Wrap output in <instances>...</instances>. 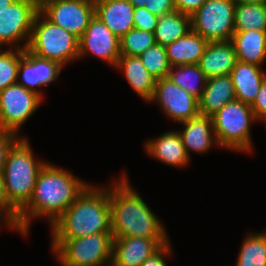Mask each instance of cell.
Returning <instances> with one entry per match:
<instances>
[{
    "label": "cell",
    "mask_w": 266,
    "mask_h": 266,
    "mask_svg": "<svg viewBox=\"0 0 266 266\" xmlns=\"http://www.w3.org/2000/svg\"><path fill=\"white\" fill-rule=\"evenodd\" d=\"M89 185L70 170L47 162L37 175L31 200L16 216L18 233L28 237L31 221L40 217L51 226Z\"/></svg>",
    "instance_id": "cell-1"
},
{
    "label": "cell",
    "mask_w": 266,
    "mask_h": 266,
    "mask_svg": "<svg viewBox=\"0 0 266 266\" xmlns=\"http://www.w3.org/2000/svg\"><path fill=\"white\" fill-rule=\"evenodd\" d=\"M123 173L109 184L113 238H170L161 220L135 191ZM117 180V181H116Z\"/></svg>",
    "instance_id": "cell-2"
},
{
    "label": "cell",
    "mask_w": 266,
    "mask_h": 266,
    "mask_svg": "<svg viewBox=\"0 0 266 266\" xmlns=\"http://www.w3.org/2000/svg\"><path fill=\"white\" fill-rule=\"evenodd\" d=\"M107 185L90 184L49 227L51 239H74L96 233H112L109 184Z\"/></svg>",
    "instance_id": "cell-3"
},
{
    "label": "cell",
    "mask_w": 266,
    "mask_h": 266,
    "mask_svg": "<svg viewBox=\"0 0 266 266\" xmlns=\"http://www.w3.org/2000/svg\"><path fill=\"white\" fill-rule=\"evenodd\" d=\"M27 137H21L9 150L2 171L7 205L18 214L31 200L37 175L47 163L37 159Z\"/></svg>",
    "instance_id": "cell-4"
},
{
    "label": "cell",
    "mask_w": 266,
    "mask_h": 266,
    "mask_svg": "<svg viewBox=\"0 0 266 266\" xmlns=\"http://www.w3.org/2000/svg\"><path fill=\"white\" fill-rule=\"evenodd\" d=\"M211 117L219 148L239 153H252L254 146L251 127L259 121L250 105L235 99L226 103Z\"/></svg>",
    "instance_id": "cell-5"
},
{
    "label": "cell",
    "mask_w": 266,
    "mask_h": 266,
    "mask_svg": "<svg viewBox=\"0 0 266 266\" xmlns=\"http://www.w3.org/2000/svg\"><path fill=\"white\" fill-rule=\"evenodd\" d=\"M27 49L38 57L59 62L63 67L79 59V39L42 12L35 16Z\"/></svg>",
    "instance_id": "cell-6"
},
{
    "label": "cell",
    "mask_w": 266,
    "mask_h": 266,
    "mask_svg": "<svg viewBox=\"0 0 266 266\" xmlns=\"http://www.w3.org/2000/svg\"><path fill=\"white\" fill-rule=\"evenodd\" d=\"M50 250L61 266H111L112 233L74 239H51Z\"/></svg>",
    "instance_id": "cell-7"
},
{
    "label": "cell",
    "mask_w": 266,
    "mask_h": 266,
    "mask_svg": "<svg viewBox=\"0 0 266 266\" xmlns=\"http://www.w3.org/2000/svg\"><path fill=\"white\" fill-rule=\"evenodd\" d=\"M234 0H206L191 16V30L208 42L229 41L235 32Z\"/></svg>",
    "instance_id": "cell-8"
},
{
    "label": "cell",
    "mask_w": 266,
    "mask_h": 266,
    "mask_svg": "<svg viewBox=\"0 0 266 266\" xmlns=\"http://www.w3.org/2000/svg\"><path fill=\"white\" fill-rule=\"evenodd\" d=\"M43 99L16 83L0 91V128L17 135L22 125L39 109Z\"/></svg>",
    "instance_id": "cell-9"
},
{
    "label": "cell",
    "mask_w": 266,
    "mask_h": 266,
    "mask_svg": "<svg viewBox=\"0 0 266 266\" xmlns=\"http://www.w3.org/2000/svg\"><path fill=\"white\" fill-rule=\"evenodd\" d=\"M38 11L26 0H15L0 13V49H26ZM22 41V42H21Z\"/></svg>",
    "instance_id": "cell-10"
},
{
    "label": "cell",
    "mask_w": 266,
    "mask_h": 266,
    "mask_svg": "<svg viewBox=\"0 0 266 266\" xmlns=\"http://www.w3.org/2000/svg\"><path fill=\"white\" fill-rule=\"evenodd\" d=\"M157 103L165 117L179 123L190 120L199 114L198 99L169 78L157 79L154 95L150 103Z\"/></svg>",
    "instance_id": "cell-11"
},
{
    "label": "cell",
    "mask_w": 266,
    "mask_h": 266,
    "mask_svg": "<svg viewBox=\"0 0 266 266\" xmlns=\"http://www.w3.org/2000/svg\"><path fill=\"white\" fill-rule=\"evenodd\" d=\"M90 53L113 68L120 58V39L95 15L79 39V60Z\"/></svg>",
    "instance_id": "cell-12"
},
{
    "label": "cell",
    "mask_w": 266,
    "mask_h": 266,
    "mask_svg": "<svg viewBox=\"0 0 266 266\" xmlns=\"http://www.w3.org/2000/svg\"><path fill=\"white\" fill-rule=\"evenodd\" d=\"M42 13L80 39L95 16V4L87 0H58L49 4Z\"/></svg>",
    "instance_id": "cell-13"
},
{
    "label": "cell",
    "mask_w": 266,
    "mask_h": 266,
    "mask_svg": "<svg viewBox=\"0 0 266 266\" xmlns=\"http://www.w3.org/2000/svg\"><path fill=\"white\" fill-rule=\"evenodd\" d=\"M62 69L59 62L38 57L26 48L20 58L17 83L44 99V93L39 87L55 83Z\"/></svg>",
    "instance_id": "cell-14"
},
{
    "label": "cell",
    "mask_w": 266,
    "mask_h": 266,
    "mask_svg": "<svg viewBox=\"0 0 266 266\" xmlns=\"http://www.w3.org/2000/svg\"><path fill=\"white\" fill-rule=\"evenodd\" d=\"M168 242L170 238H113L111 266H141L148 257Z\"/></svg>",
    "instance_id": "cell-15"
},
{
    "label": "cell",
    "mask_w": 266,
    "mask_h": 266,
    "mask_svg": "<svg viewBox=\"0 0 266 266\" xmlns=\"http://www.w3.org/2000/svg\"><path fill=\"white\" fill-rule=\"evenodd\" d=\"M144 145L148 156L167 166L176 168L189 166L191 159L186 153L181 135L177 130H167L154 139H147Z\"/></svg>",
    "instance_id": "cell-16"
},
{
    "label": "cell",
    "mask_w": 266,
    "mask_h": 266,
    "mask_svg": "<svg viewBox=\"0 0 266 266\" xmlns=\"http://www.w3.org/2000/svg\"><path fill=\"white\" fill-rule=\"evenodd\" d=\"M183 130H177L182 138L186 153L191 159V151L196 153H208L217 143L212 117L198 114L188 121L180 123Z\"/></svg>",
    "instance_id": "cell-17"
},
{
    "label": "cell",
    "mask_w": 266,
    "mask_h": 266,
    "mask_svg": "<svg viewBox=\"0 0 266 266\" xmlns=\"http://www.w3.org/2000/svg\"><path fill=\"white\" fill-rule=\"evenodd\" d=\"M134 9L129 0H102L95 3V15L119 39L134 28Z\"/></svg>",
    "instance_id": "cell-18"
},
{
    "label": "cell",
    "mask_w": 266,
    "mask_h": 266,
    "mask_svg": "<svg viewBox=\"0 0 266 266\" xmlns=\"http://www.w3.org/2000/svg\"><path fill=\"white\" fill-rule=\"evenodd\" d=\"M237 57L231 40L209 42L198 66L207 78L230 75Z\"/></svg>",
    "instance_id": "cell-19"
},
{
    "label": "cell",
    "mask_w": 266,
    "mask_h": 266,
    "mask_svg": "<svg viewBox=\"0 0 266 266\" xmlns=\"http://www.w3.org/2000/svg\"><path fill=\"white\" fill-rule=\"evenodd\" d=\"M230 76L236 99L251 106L266 77V70L261 66L237 60Z\"/></svg>",
    "instance_id": "cell-20"
},
{
    "label": "cell",
    "mask_w": 266,
    "mask_h": 266,
    "mask_svg": "<svg viewBox=\"0 0 266 266\" xmlns=\"http://www.w3.org/2000/svg\"><path fill=\"white\" fill-rule=\"evenodd\" d=\"M114 68L123 71L128 84L144 102H150L157 78L147 71L139 56L121 55Z\"/></svg>",
    "instance_id": "cell-21"
},
{
    "label": "cell",
    "mask_w": 266,
    "mask_h": 266,
    "mask_svg": "<svg viewBox=\"0 0 266 266\" xmlns=\"http://www.w3.org/2000/svg\"><path fill=\"white\" fill-rule=\"evenodd\" d=\"M236 99L230 75L207 78L199 103V114L213 116L226 103Z\"/></svg>",
    "instance_id": "cell-22"
},
{
    "label": "cell",
    "mask_w": 266,
    "mask_h": 266,
    "mask_svg": "<svg viewBox=\"0 0 266 266\" xmlns=\"http://www.w3.org/2000/svg\"><path fill=\"white\" fill-rule=\"evenodd\" d=\"M209 42L190 30L186 35L165 46L171 67L198 64Z\"/></svg>",
    "instance_id": "cell-23"
},
{
    "label": "cell",
    "mask_w": 266,
    "mask_h": 266,
    "mask_svg": "<svg viewBox=\"0 0 266 266\" xmlns=\"http://www.w3.org/2000/svg\"><path fill=\"white\" fill-rule=\"evenodd\" d=\"M238 61L263 66L266 60V31H235L231 39Z\"/></svg>",
    "instance_id": "cell-24"
},
{
    "label": "cell",
    "mask_w": 266,
    "mask_h": 266,
    "mask_svg": "<svg viewBox=\"0 0 266 266\" xmlns=\"http://www.w3.org/2000/svg\"><path fill=\"white\" fill-rule=\"evenodd\" d=\"M191 30V18L189 15L175 11L158 18L154 32L155 42L162 46L174 42L186 35Z\"/></svg>",
    "instance_id": "cell-25"
},
{
    "label": "cell",
    "mask_w": 266,
    "mask_h": 266,
    "mask_svg": "<svg viewBox=\"0 0 266 266\" xmlns=\"http://www.w3.org/2000/svg\"><path fill=\"white\" fill-rule=\"evenodd\" d=\"M167 78L198 100L201 98L207 82V77L198 64L171 67Z\"/></svg>",
    "instance_id": "cell-26"
},
{
    "label": "cell",
    "mask_w": 266,
    "mask_h": 266,
    "mask_svg": "<svg viewBox=\"0 0 266 266\" xmlns=\"http://www.w3.org/2000/svg\"><path fill=\"white\" fill-rule=\"evenodd\" d=\"M241 244L235 266H266V229L247 232Z\"/></svg>",
    "instance_id": "cell-27"
},
{
    "label": "cell",
    "mask_w": 266,
    "mask_h": 266,
    "mask_svg": "<svg viewBox=\"0 0 266 266\" xmlns=\"http://www.w3.org/2000/svg\"><path fill=\"white\" fill-rule=\"evenodd\" d=\"M234 24L235 31H266V3H236Z\"/></svg>",
    "instance_id": "cell-28"
},
{
    "label": "cell",
    "mask_w": 266,
    "mask_h": 266,
    "mask_svg": "<svg viewBox=\"0 0 266 266\" xmlns=\"http://www.w3.org/2000/svg\"><path fill=\"white\" fill-rule=\"evenodd\" d=\"M155 43L154 33L133 28L120 39V54L140 56Z\"/></svg>",
    "instance_id": "cell-29"
},
{
    "label": "cell",
    "mask_w": 266,
    "mask_h": 266,
    "mask_svg": "<svg viewBox=\"0 0 266 266\" xmlns=\"http://www.w3.org/2000/svg\"><path fill=\"white\" fill-rule=\"evenodd\" d=\"M139 58L147 71L157 79L168 77L171 66L167 59L165 46L155 43Z\"/></svg>",
    "instance_id": "cell-30"
},
{
    "label": "cell",
    "mask_w": 266,
    "mask_h": 266,
    "mask_svg": "<svg viewBox=\"0 0 266 266\" xmlns=\"http://www.w3.org/2000/svg\"><path fill=\"white\" fill-rule=\"evenodd\" d=\"M24 49L0 50V91L17 83L18 66Z\"/></svg>",
    "instance_id": "cell-31"
},
{
    "label": "cell",
    "mask_w": 266,
    "mask_h": 266,
    "mask_svg": "<svg viewBox=\"0 0 266 266\" xmlns=\"http://www.w3.org/2000/svg\"><path fill=\"white\" fill-rule=\"evenodd\" d=\"M158 16L149 12L145 7L134 9V28L154 33L157 26Z\"/></svg>",
    "instance_id": "cell-32"
},
{
    "label": "cell",
    "mask_w": 266,
    "mask_h": 266,
    "mask_svg": "<svg viewBox=\"0 0 266 266\" xmlns=\"http://www.w3.org/2000/svg\"><path fill=\"white\" fill-rule=\"evenodd\" d=\"M20 136L8 130L0 128V172L3 171L7 155L12 146L21 138Z\"/></svg>",
    "instance_id": "cell-33"
},
{
    "label": "cell",
    "mask_w": 266,
    "mask_h": 266,
    "mask_svg": "<svg viewBox=\"0 0 266 266\" xmlns=\"http://www.w3.org/2000/svg\"><path fill=\"white\" fill-rule=\"evenodd\" d=\"M172 252V244L168 242L163 245L157 252H155L152 256L148 257L141 266H168L166 259L171 257Z\"/></svg>",
    "instance_id": "cell-34"
},
{
    "label": "cell",
    "mask_w": 266,
    "mask_h": 266,
    "mask_svg": "<svg viewBox=\"0 0 266 266\" xmlns=\"http://www.w3.org/2000/svg\"><path fill=\"white\" fill-rule=\"evenodd\" d=\"M250 107L259 122H262L266 119V77L262 82L256 99Z\"/></svg>",
    "instance_id": "cell-35"
},
{
    "label": "cell",
    "mask_w": 266,
    "mask_h": 266,
    "mask_svg": "<svg viewBox=\"0 0 266 266\" xmlns=\"http://www.w3.org/2000/svg\"><path fill=\"white\" fill-rule=\"evenodd\" d=\"M145 8L158 17L177 11L174 0H150L149 7Z\"/></svg>",
    "instance_id": "cell-36"
},
{
    "label": "cell",
    "mask_w": 266,
    "mask_h": 266,
    "mask_svg": "<svg viewBox=\"0 0 266 266\" xmlns=\"http://www.w3.org/2000/svg\"><path fill=\"white\" fill-rule=\"evenodd\" d=\"M206 0H174L176 10L191 16Z\"/></svg>",
    "instance_id": "cell-37"
},
{
    "label": "cell",
    "mask_w": 266,
    "mask_h": 266,
    "mask_svg": "<svg viewBox=\"0 0 266 266\" xmlns=\"http://www.w3.org/2000/svg\"><path fill=\"white\" fill-rule=\"evenodd\" d=\"M0 207L15 221L17 214L7 205L3 173L0 172Z\"/></svg>",
    "instance_id": "cell-38"
},
{
    "label": "cell",
    "mask_w": 266,
    "mask_h": 266,
    "mask_svg": "<svg viewBox=\"0 0 266 266\" xmlns=\"http://www.w3.org/2000/svg\"><path fill=\"white\" fill-rule=\"evenodd\" d=\"M3 224L7 229L18 232L15 221L0 207V227L2 228Z\"/></svg>",
    "instance_id": "cell-39"
},
{
    "label": "cell",
    "mask_w": 266,
    "mask_h": 266,
    "mask_svg": "<svg viewBox=\"0 0 266 266\" xmlns=\"http://www.w3.org/2000/svg\"><path fill=\"white\" fill-rule=\"evenodd\" d=\"M30 3L38 12H42L49 4H52L58 0H26Z\"/></svg>",
    "instance_id": "cell-40"
},
{
    "label": "cell",
    "mask_w": 266,
    "mask_h": 266,
    "mask_svg": "<svg viewBox=\"0 0 266 266\" xmlns=\"http://www.w3.org/2000/svg\"><path fill=\"white\" fill-rule=\"evenodd\" d=\"M150 0H129V2L135 7H149Z\"/></svg>",
    "instance_id": "cell-41"
},
{
    "label": "cell",
    "mask_w": 266,
    "mask_h": 266,
    "mask_svg": "<svg viewBox=\"0 0 266 266\" xmlns=\"http://www.w3.org/2000/svg\"><path fill=\"white\" fill-rule=\"evenodd\" d=\"M236 3H247V4H262L266 3V0H234Z\"/></svg>",
    "instance_id": "cell-42"
},
{
    "label": "cell",
    "mask_w": 266,
    "mask_h": 266,
    "mask_svg": "<svg viewBox=\"0 0 266 266\" xmlns=\"http://www.w3.org/2000/svg\"><path fill=\"white\" fill-rule=\"evenodd\" d=\"M15 0H0V13L5 10V8L9 7L12 2Z\"/></svg>",
    "instance_id": "cell-43"
},
{
    "label": "cell",
    "mask_w": 266,
    "mask_h": 266,
    "mask_svg": "<svg viewBox=\"0 0 266 266\" xmlns=\"http://www.w3.org/2000/svg\"><path fill=\"white\" fill-rule=\"evenodd\" d=\"M87 1H89V2H92V3H97V2H99V1H102V0H87Z\"/></svg>",
    "instance_id": "cell-44"
},
{
    "label": "cell",
    "mask_w": 266,
    "mask_h": 266,
    "mask_svg": "<svg viewBox=\"0 0 266 266\" xmlns=\"http://www.w3.org/2000/svg\"><path fill=\"white\" fill-rule=\"evenodd\" d=\"M264 123V126L266 127V119L262 121Z\"/></svg>",
    "instance_id": "cell-45"
}]
</instances>
